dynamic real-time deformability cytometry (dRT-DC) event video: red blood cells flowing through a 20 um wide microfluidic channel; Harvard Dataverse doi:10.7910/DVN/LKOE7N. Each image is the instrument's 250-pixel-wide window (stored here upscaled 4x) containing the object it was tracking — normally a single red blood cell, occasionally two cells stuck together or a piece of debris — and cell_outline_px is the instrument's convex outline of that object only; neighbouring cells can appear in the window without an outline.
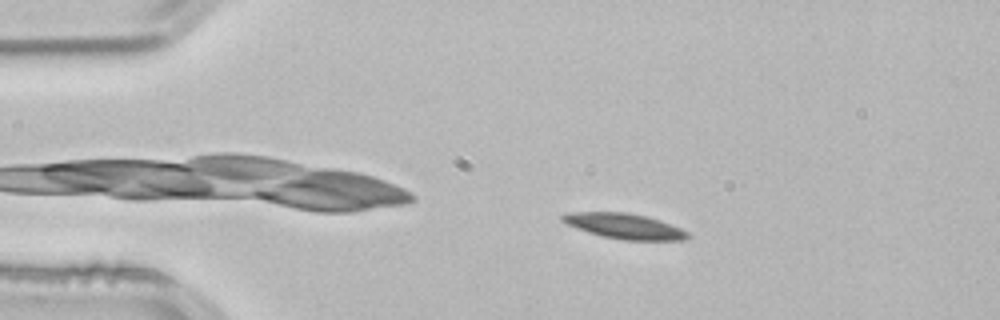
{"species": "common noctule bat (a hibernating species)", "species_latin": "Nyctalus noctula", "temperature_condition": "room temperature", "stored_images_in_passage": 51, "camera_frame_rate_fps": 3000, "um_per_image_px": 0.085, "animal": {"sex": "male", "body_mass_g": 21.5, "forearm_length_mm": 52.0}, "frame": {"image": 1, "passage_image": 7, "time_ms": 2.0, "image_size_px": [1000, 320], "cell_outline_px": [[692, 236], [684, 240], [624, 240], [604, 236], [588, 232], [576, 228], [560, 220], [560, 216], [564, 212], [628, 212], [660, 220], [680, 228], [688, 232]], "centroid_in_image_um": [53.06, 19.21], "position_along_channel_um": 31.9, "area_um2": 18.5}}
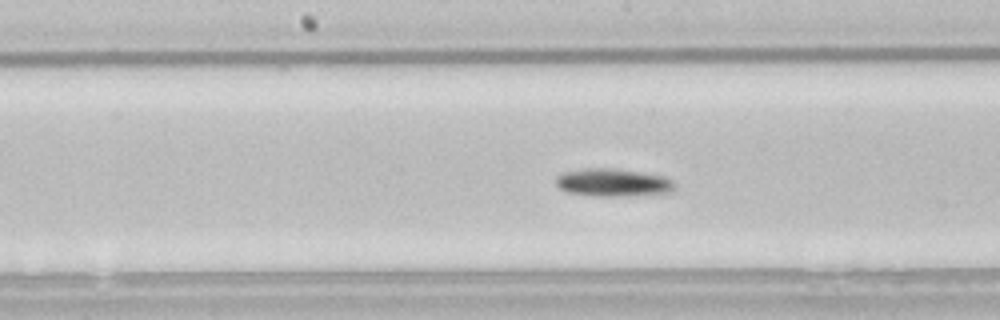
{"frame": {"image": 2, "passage_image": 24, "time_ms": 7.667, "image_size_px": [1000, 320], "cell_outline_px": [[676, 188], [672, 192], [620, 196], [600, 196], [568, 192], [560, 188], [556, 184], [556, 176], [564, 172], [584, 168], [612, 168], [640, 172], [664, 176], [672, 180], [676, 184]], "centroid_in_image_um": [52.13, 15.51], "position_along_channel_um": 196.1, "area_um2": 19.19}}
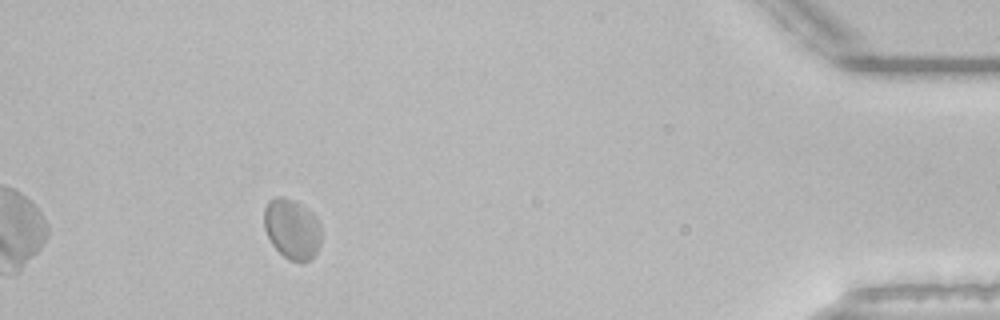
{"frame": {"image": 3, "passage_image": 46, "time_ms": 15.0, "image_size_px": [1000, 320], "cell_outline_px": [[320, 244], [312, 260], [304, 264], [300, 264], [288, 260], [272, 244], [264, 228], [264, 208], [268, 200], [276, 196], [284, 196], [308, 208], [312, 212], [320, 224]], "centroid_in_image_um": [24.83, 19.48], "position_along_channel_um": 410.4, "area_um2": 20.46}}